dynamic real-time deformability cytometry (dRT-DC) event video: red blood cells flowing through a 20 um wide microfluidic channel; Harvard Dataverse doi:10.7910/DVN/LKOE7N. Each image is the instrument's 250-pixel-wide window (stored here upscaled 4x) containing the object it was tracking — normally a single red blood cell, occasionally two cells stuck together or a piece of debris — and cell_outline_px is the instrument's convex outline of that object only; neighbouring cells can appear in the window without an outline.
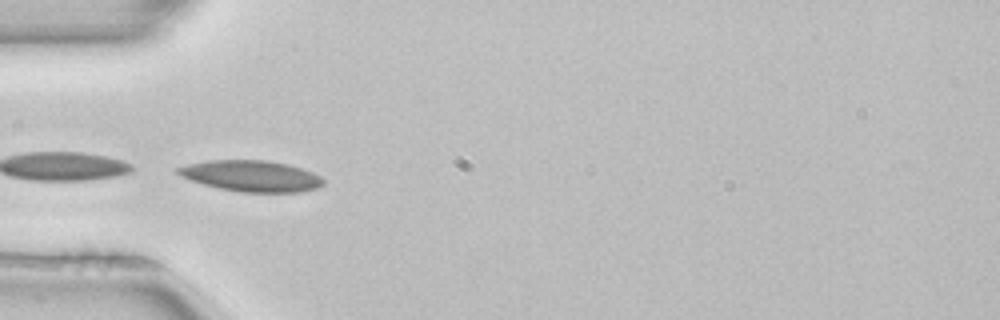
{"species": "common noctule bat (a hibernating species)", "species_latin": "Nyctalus noctula", "temperature_condition": "room temperature", "stored_images_in_passage": 3, "camera_frame_rate_fps": 3000, "um_per_image_px": 0.085, "animal": {"sex": "female", "body_mass_g": 22.7, "forearm_length_mm": 54.2}, "frame": {"image": 1, "passage_image": 3, "time_ms": 0.667, "image_size_px": [1000, 320], "cell_outline_px": [[324, 184], [320, 188], [300, 192], [240, 192], [220, 188], [204, 184], [180, 176], [176, 172], [176, 168], [188, 164], [208, 160], [268, 160], [288, 164], [312, 172], [320, 176], [324, 180]], "centroid_in_image_um": [21.39, 14.96], "position_along_channel_um": 63.6, "area_um2": 26.36}}